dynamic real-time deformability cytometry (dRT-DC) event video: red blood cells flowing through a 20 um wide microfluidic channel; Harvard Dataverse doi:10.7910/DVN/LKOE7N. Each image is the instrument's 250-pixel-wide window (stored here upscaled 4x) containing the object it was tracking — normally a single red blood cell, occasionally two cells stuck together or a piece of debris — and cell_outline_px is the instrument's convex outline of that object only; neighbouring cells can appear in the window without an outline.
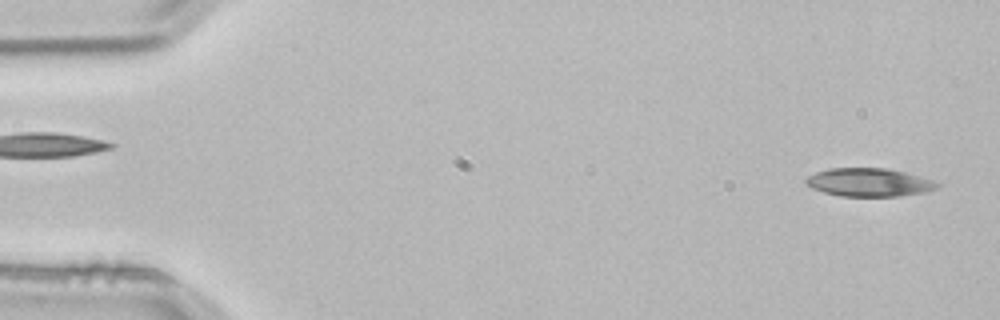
{"species": "common noctule bat (a hibernating species)", "species_latin": "Nyctalus noctula", "temperature_condition": "room temperature", "stored_images_in_passage": 3, "camera_frame_rate_fps": 3000, "um_per_image_px": 0.085, "animal": {"sex": "male", "body_mass_g": 21.5, "forearm_length_mm": 52.0}, "frame": {"image": 1, "passage_image": 1, "time_ms": 0.0, "image_size_px": [1000, 320], "cell_outline_px": [[940, 184], [936, 188], [924, 192], [900, 196], [840, 196], [824, 192], [812, 188], [804, 184], [804, 180], [808, 176], [816, 172], [828, 168], [884, 168], [904, 172], [932, 180]], "centroid_in_image_um": [73.81, 15.5], "position_along_channel_um": 11.2, "area_um2": 21.5}}